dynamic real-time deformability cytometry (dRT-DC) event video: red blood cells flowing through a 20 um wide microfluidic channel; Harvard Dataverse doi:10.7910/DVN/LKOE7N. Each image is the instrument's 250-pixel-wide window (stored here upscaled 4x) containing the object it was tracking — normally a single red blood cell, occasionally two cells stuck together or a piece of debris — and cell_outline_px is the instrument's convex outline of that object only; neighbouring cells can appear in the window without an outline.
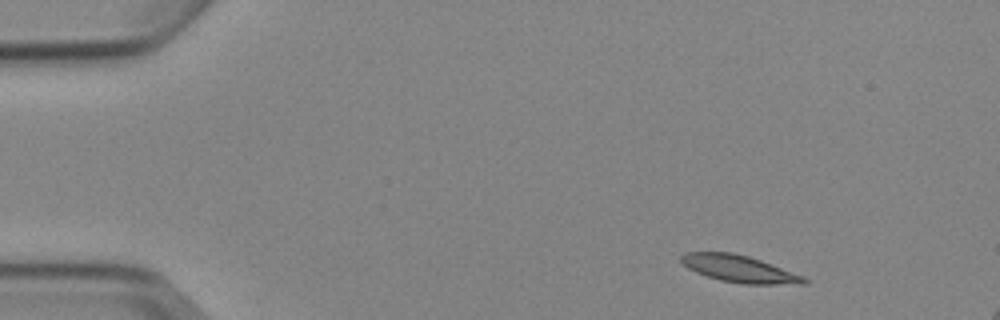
{"species": "Egyptian fruit bat (a non-hibernating species)", "species_latin": "Rousettus aegyptiacus", "temperature_condition": "cold", "stored_images_in_passage": 4, "camera_frame_rate_fps": 3000, "um_per_image_px": 0.085, "animal": {"sex": "female"}, "frame": {"image": 1, "passage_image": 1, "time_ms": 0.0, "image_size_px": [1000, 320], "cell_outline_px": [[808, 284], [744, 284], [720, 280], [696, 272], [688, 268], [680, 260], [680, 256], [684, 252], [732, 252], [748, 256], [760, 260], [804, 276], [808, 280]], "centroid_in_image_um": [62.84, 22.85], "position_along_channel_um": 22.2, "area_um2": 19.25}}